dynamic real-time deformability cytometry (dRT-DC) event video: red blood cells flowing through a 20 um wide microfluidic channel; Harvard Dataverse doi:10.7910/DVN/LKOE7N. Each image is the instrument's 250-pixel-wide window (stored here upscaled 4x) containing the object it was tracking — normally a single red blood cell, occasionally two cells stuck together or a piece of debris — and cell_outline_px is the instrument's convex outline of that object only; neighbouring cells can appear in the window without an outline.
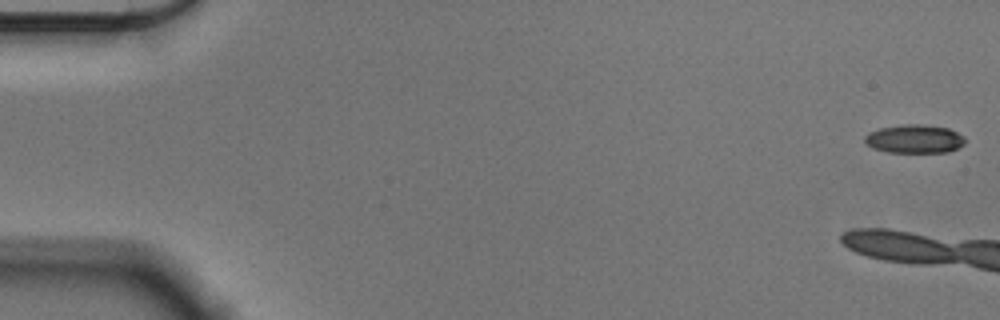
{"species": "Egyptian fruit bat (a non-hibernating species)", "species_latin": "Rousettus aegyptiacus", "temperature_condition": "cold", "stored_images_in_passage": 5, "camera_frame_rate_fps": 3000, "um_per_image_px": 0.085, "animal": {"sex": "male"}, "frame": {"image": 1, "passage_image": 1, "time_ms": 0.0, "image_size_px": [1000, 320], "cell_outline_px": [[964, 144], [948, 152], [888, 152], [872, 148], [864, 140], [864, 136], [868, 132], [880, 128], [904, 124], [924, 124], [948, 128], [964, 136]], "centroid_in_image_um": [77.71, 11.8], "position_along_channel_um": 7.3, "area_um2": 16.65}}